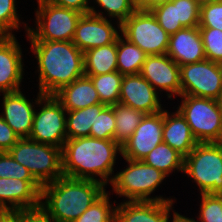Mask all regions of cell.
Returning <instances> with one entry per match:
<instances>
[{"mask_svg": "<svg viewBox=\"0 0 222 222\" xmlns=\"http://www.w3.org/2000/svg\"><path fill=\"white\" fill-rule=\"evenodd\" d=\"M121 146L114 140L80 137L67 139L62 148L63 176L96 180L109 186Z\"/></svg>", "mask_w": 222, "mask_h": 222, "instance_id": "6da1fadb", "label": "cell"}, {"mask_svg": "<svg viewBox=\"0 0 222 222\" xmlns=\"http://www.w3.org/2000/svg\"><path fill=\"white\" fill-rule=\"evenodd\" d=\"M37 60L38 90L53 95L85 75L84 53L72 41H29Z\"/></svg>", "mask_w": 222, "mask_h": 222, "instance_id": "7a4b0ae2", "label": "cell"}, {"mask_svg": "<svg viewBox=\"0 0 222 222\" xmlns=\"http://www.w3.org/2000/svg\"><path fill=\"white\" fill-rule=\"evenodd\" d=\"M96 180L62 176L42 186L40 206L56 222H73L105 192Z\"/></svg>", "mask_w": 222, "mask_h": 222, "instance_id": "3957f363", "label": "cell"}, {"mask_svg": "<svg viewBox=\"0 0 222 222\" xmlns=\"http://www.w3.org/2000/svg\"><path fill=\"white\" fill-rule=\"evenodd\" d=\"M127 163L121 171H117L109 185L112 191L118 195L116 197H125L122 201H176V198H169L153 193L159 190V186L168 177L162 171L146 164L144 161H135L123 158ZM152 194V196H151ZM175 198V199H174ZM127 199V200H126Z\"/></svg>", "mask_w": 222, "mask_h": 222, "instance_id": "277c9868", "label": "cell"}, {"mask_svg": "<svg viewBox=\"0 0 222 222\" xmlns=\"http://www.w3.org/2000/svg\"><path fill=\"white\" fill-rule=\"evenodd\" d=\"M183 173L199 188V194H222V142L198 143L184 157Z\"/></svg>", "mask_w": 222, "mask_h": 222, "instance_id": "5b68a950", "label": "cell"}, {"mask_svg": "<svg viewBox=\"0 0 222 222\" xmlns=\"http://www.w3.org/2000/svg\"><path fill=\"white\" fill-rule=\"evenodd\" d=\"M43 186L63 176L62 149L22 138L8 151Z\"/></svg>", "mask_w": 222, "mask_h": 222, "instance_id": "8992f818", "label": "cell"}, {"mask_svg": "<svg viewBox=\"0 0 222 222\" xmlns=\"http://www.w3.org/2000/svg\"><path fill=\"white\" fill-rule=\"evenodd\" d=\"M35 24L26 33L28 41H72L82 13L37 0ZM34 27V28H33Z\"/></svg>", "mask_w": 222, "mask_h": 222, "instance_id": "52a82bcc", "label": "cell"}, {"mask_svg": "<svg viewBox=\"0 0 222 222\" xmlns=\"http://www.w3.org/2000/svg\"><path fill=\"white\" fill-rule=\"evenodd\" d=\"M176 109L198 143L222 142V111L215 99L181 95Z\"/></svg>", "mask_w": 222, "mask_h": 222, "instance_id": "ba28073f", "label": "cell"}, {"mask_svg": "<svg viewBox=\"0 0 222 222\" xmlns=\"http://www.w3.org/2000/svg\"><path fill=\"white\" fill-rule=\"evenodd\" d=\"M121 35L148 56L166 54L170 35L151 11L136 9L122 24Z\"/></svg>", "mask_w": 222, "mask_h": 222, "instance_id": "9c48e42d", "label": "cell"}, {"mask_svg": "<svg viewBox=\"0 0 222 222\" xmlns=\"http://www.w3.org/2000/svg\"><path fill=\"white\" fill-rule=\"evenodd\" d=\"M66 112L54 95H43L36 106L29 139L62 149L67 140Z\"/></svg>", "mask_w": 222, "mask_h": 222, "instance_id": "30bf717a", "label": "cell"}, {"mask_svg": "<svg viewBox=\"0 0 222 222\" xmlns=\"http://www.w3.org/2000/svg\"><path fill=\"white\" fill-rule=\"evenodd\" d=\"M181 95L217 99L222 90V64L208 59L180 66Z\"/></svg>", "mask_w": 222, "mask_h": 222, "instance_id": "8fae6325", "label": "cell"}, {"mask_svg": "<svg viewBox=\"0 0 222 222\" xmlns=\"http://www.w3.org/2000/svg\"><path fill=\"white\" fill-rule=\"evenodd\" d=\"M120 35L119 22L88 13L78 20L72 42L84 53L92 48L114 43Z\"/></svg>", "mask_w": 222, "mask_h": 222, "instance_id": "7c38bea8", "label": "cell"}, {"mask_svg": "<svg viewBox=\"0 0 222 222\" xmlns=\"http://www.w3.org/2000/svg\"><path fill=\"white\" fill-rule=\"evenodd\" d=\"M163 110L145 114L131 137L121 146V157L142 161L147 154L163 142Z\"/></svg>", "mask_w": 222, "mask_h": 222, "instance_id": "4fadbf2b", "label": "cell"}, {"mask_svg": "<svg viewBox=\"0 0 222 222\" xmlns=\"http://www.w3.org/2000/svg\"><path fill=\"white\" fill-rule=\"evenodd\" d=\"M139 74L166 99L181 96L180 66L167 54L147 56Z\"/></svg>", "mask_w": 222, "mask_h": 222, "instance_id": "5bb4252c", "label": "cell"}, {"mask_svg": "<svg viewBox=\"0 0 222 222\" xmlns=\"http://www.w3.org/2000/svg\"><path fill=\"white\" fill-rule=\"evenodd\" d=\"M24 91L19 90L11 93H2V111L0 116L13 129L17 136L22 138H29L36 106L39 99L43 96L39 91L36 98L29 99Z\"/></svg>", "mask_w": 222, "mask_h": 222, "instance_id": "9a60e30c", "label": "cell"}, {"mask_svg": "<svg viewBox=\"0 0 222 222\" xmlns=\"http://www.w3.org/2000/svg\"><path fill=\"white\" fill-rule=\"evenodd\" d=\"M161 98L159 92L140 74L124 75L119 103L144 114H154L167 108L162 104Z\"/></svg>", "mask_w": 222, "mask_h": 222, "instance_id": "2e32d148", "label": "cell"}, {"mask_svg": "<svg viewBox=\"0 0 222 222\" xmlns=\"http://www.w3.org/2000/svg\"><path fill=\"white\" fill-rule=\"evenodd\" d=\"M15 36H0V94L22 90L24 60Z\"/></svg>", "mask_w": 222, "mask_h": 222, "instance_id": "e0dca14e", "label": "cell"}, {"mask_svg": "<svg viewBox=\"0 0 222 222\" xmlns=\"http://www.w3.org/2000/svg\"><path fill=\"white\" fill-rule=\"evenodd\" d=\"M175 201H122L116 206L115 222H170ZM173 212V213H172Z\"/></svg>", "mask_w": 222, "mask_h": 222, "instance_id": "ac0fdd59", "label": "cell"}, {"mask_svg": "<svg viewBox=\"0 0 222 222\" xmlns=\"http://www.w3.org/2000/svg\"><path fill=\"white\" fill-rule=\"evenodd\" d=\"M166 54L179 66L206 59L199 26L183 28L170 35Z\"/></svg>", "mask_w": 222, "mask_h": 222, "instance_id": "d6986e66", "label": "cell"}, {"mask_svg": "<svg viewBox=\"0 0 222 222\" xmlns=\"http://www.w3.org/2000/svg\"><path fill=\"white\" fill-rule=\"evenodd\" d=\"M163 142L186 157L198 144L190 126L178 110H163Z\"/></svg>", "mask_w": 222, "mask_h": 222, "instance_id": "ffe728a7", "label": "cell"}, {"mask_svg": "<svg viewBox=\"0 0 222 222\" xmlns=\"http://www.w3.org/2000/svg\"><path fill=\"white\" fill-rule=\"evenodd\" d=\"M41 194L26 180L0 178V202L8 210L40 207Z\"/></svg>", "mask_w": 222, "mask_h": 222, "instance_id": "44dd1931", "label": "cell"}, {"mask_svg": "<svg viewBox=\"0 0 222 222\" xmlns=\"http://www.w3.org/2000/svg\"><path fill=\"white\" fill-rule=\"evenodd\" d=\"M53 95L66 111L83 109L101 103L93 82L86 75L63 86Z\"/></svg>", "mask_w": 222, "mask_h": 222, "instance_id": "7402d4cb", "label": "cell"}, {"mask_svg": "<svg viewBox=\"0 0 222 222\" xmlns=\"http://www.w3.org/2000/svg\"><path fill=\"white\" fill-rule=\"evenodd\" d=\"M117 70V40L84 52L85 75H102Z\"/></svg>", "mask_w": 222, "mask_h": 222, "instance_id": "603a6c76", "label": "cell"}, {"mask_svg": "<svg viewBox=\"0 0 222 222\" xmlns=\"http://www.w3.org/2000/svg\"><path fill=\"white\" fill-rule=\"evenodd\" d=\"M147 56L122 35L117 38V70L122 75L139 74Z\"/></svg>", "mask_w": 222, "mask_h": 222, "instance_id": "cb8c5ba5", "label": "cell"}, {"mask_svg": "<svg viewBox=\"0 0 222 222\" xmlns=\"http://www.w3.org/2000/svg\"><path fill=\"white\" fill-rule=\"evenodd\" d=\"M142 161L162 171L168 177L175 171L183 173L184 157L164 142L151 150Z\"/></svg>", "mask_w": 222, "mask_h": 222, "instance_id": "d4e9b609", "label": "cell"}, {"mask_svg": "<svg viewBox=\"0 0 222 222\" xmlns=\"http://www.w3.org/2000/svg\"><path fill=\"white\" fill-rule=\"evenodd\" d=\"M112 107L115 116L114 141L122 146L134 133L145 114L121 103Z\"/></svg>", "mask_w": 222, "mask_h": 222, "instance_id": "484cf974", "label": "cell"}, {"mask_svg": "<svg viewBox=\"0 0 222 222\" xmlns=\"http://www.w3.org/2000/svg\"><path fill=\"white\" fill-rule=\"evenodd\" d=\"M98 103L83 109L66 112L67 139L89 137L92 124L96 120V111L102 106Z\"/></svg>", "mask_w": 222, "mask_h": 222, "instance_id": "4316f807", "label": "cell"}, {"mask_svg": "<svg viewBox=\"0 0 222 222\" xmlns=\"http://www.w3.org/2000/svg\"><path fill=\"white\" fill-rule=\"evenodd\" d=\"M90 5V14L106 19L108 17V19L115 20L120 24L138 8L134 0H91ZM95 5L97 6L95 7Z\"/></svg>", "mask_w": 222, "mask_h": 222, "instance_id": "83f0119b", "label": "cell"}, {"mask_svg": "<svg viewBox=\"0 0 222 222\" xmlns=\"http://www.w3.org/2000/svg\"><path fill=\"white\" fill-rule=\"evenodd\" d=\"M90 77L102 104L113 106L119 103L121 83L124 75L114 71L102 75H86Z\"/></svg>", "mask_w": 222, "mask_h": 222, "instance_id": "f1b7e54d", "label": "cell"}, {"mask_svg": "<svg viewBox=\"0 0 222 222\" xmlns=\"http://www.w3.org/2000/svg\"><path fill=\"white\" fill-rule=\"evenodd\" d=\"M110 194L106 191L73 222H115L118 201H111Z\"/></svg>", "mask_w": 222, "mask_h": 222, "instance_id": "f546056e", "label": "cell"}, {"mask_svg": "<svg viewBox=\"0 0 222 222\" xmlns=\"http://www.w3.org/2000/svg\"><path fill=\"white\" fill-rule=\"evenodd\" d=\"M16 2L17 0H0V36H15V32L21 28L25 29V34L28 32L29 25L20 19L22 15L18 13Z\"/></svg>", "mask_w": 222, "mask_h": 222, "instance_id": "4dcf8cb0", "label": "cell"}, {"mask_svg": "<svg viewBox=\"0 0 222 222\" xmlns=\"http://www.w3.org/2000/svg\"><path fill=\"white\" fill-rule=\"evenodd\" d=\"M0 178L26 180L41 194L42 185L27 168L15 161L8 151L0 152Z\"/></svg>", "mask_w": 222, "mask_h": 222, "instance_id": "1f68e13d", "label": "cell"}, {"mask_svg": "<svg viewBox=\"0 0 222 222\" xmlns=\"http://www.w3.org/2000/svg\"><path fill=\"white\" fill-rule=\"evenodd\" d=\"M115 116L114 108L103 104L96 111V120L92 124L90 137L114 140Z\"/></svg>", "mask_w": 222, "mask_h": 222, "instance_id": "d6a6232c", "label": "cell"}, {"mask_svg": "<svg viewBox=\"0 0 222 222\" xmlns=\"http://www.w3.org/2000/svg\"><path fill=\"white\" fill-rule=\"evenodd\" d=\"M200 209L197 222H222V194H199Z\"/></svg>", "mask_w": 222, "mask_h": 222, "instance_id": "836d02e7", "label": "cell"}, {"mask_svg": "<svg viewBox=\"0 0 222 222\" xmlns=\"http://www.w3.org/2000/svg\"><path fill=\"white\" fill-rule=\"evenodd\" d=\"M206 59L222 64V31L214 28H199Z\"/></svg>", "mask_w": 222, "mask_h": 222, "instance_id": "e575fe53", "label": "cell"}, {"mask_svg": "<svg viewBox=\"0 0 222 222\" xmlns=\"http://www.w3.org/2000/svg\"><path fill=\"white\" fill-rule=\"evenodd\" d=\"M176 6L177 22L183 28L197 27L200 22V5L196 0H172Z\"/></svg>", "mask_w": 222, "mask_h": 222, "instance_id": "d590c367", "label": "cell"}, {"mask_svg": "<svg viewBox=\"0 0 222 222\" xmlns=\"http://www.w3.org/2000/svg\"><path fill=\"white\" fill-rule=\"evenodd\" d=\"M159 25L169 34L173 35L183 29L180 22H177L176 6L172 2L160 5L151 10Z\"/></svg>", "mask_w": 222, "mask_h": 222, "instance_id": "8d00e7d4", "label": "cell"}, {"mask_svg": "<svg viewBox=\"0 0 222 222\" xmlns=\"http://www.w3.org/2000/svg\"><path fill=\"white\" fill-rule=\"evenodd\" d=\"M199 28H214L222 31V0L200 6Z\"/></svg>", "mask_w": 222, "mask_h": 222, "instance_id": "74e56055", "label": "cell"}, {"mask_svg": "<svg viewBox=\"0 0 222 222\" xmlns=\"http://www.w3.org/2000/svg\"><path fill=\"white\" fill-rule=\"evenodd\" d=\"M20 138L0 116V152L9 151Z\"/></svg>", "mask_w": 222, "mask_h": 222, "instance_id": "f35d334b", "label": "cell"}, {"mask_svg": "<svg viewBox=\"0 0 222 222\" xmlns=\"http://www.w3.org/2000/svg\"><path fill=\"white\" fill-rule=\"evenodd\" d=\"M54 5L63 8L76 10L82 14H88L90 10V0H48Z\"/></svg>", "mask_w": 222, "mask_h": 222, "instance_id": "ab89813d", "label": "cell"}, {"mask_svg": "<svg viewBox=\"0 0 222 222\" xmlns=\"http://www.w3.org/2000/svg\"><path fill=\"white\" fill-rule=\"evenodd\" d=\"M172 0H141L137 7L138 9L144 10V11H151L152 9L166 4L167 2H171Z\"/></svg>", "mask_w": 222, "mask_h": 222, "instance_id": "60d3db41", "label": "cell"}, {"mask_svg": "<svg viewBox=\"0 0 222 222\" xmlns=\"http://www.w3.org/2000/svg\"><path fill=\"white\" fill-rule=\"evenodd\" d=\"M0 222H21V210H7L0 216Z\"/></svg>", "mask_w": 222, "mask_h": 222, "instance_id": "b9f144b4", "label": "cell"}, {"mask_svg": "<svg viewBox=\"0 0 222 222\" xmlns=\"http://www.w3.org/2000/svg\"><path fill=\"white\" fill-rule=\"evenodd\" d=\"M194 217L192 218H189L188 216H184L182 215L181 213L179 212H175L172 217H171V220L170 222H197L195 219H193Z\"/></svg>", "mask_w": 222, "mask_h": 222, "instance_id": "7bdbcfd3", "label": "cell"}, {"mask_svg": "<svg viewBox=\"0 0 222 222\" xmlns=\"http://www.w3.org/2000/svg\"><path fill=\"white\" fill-rule=\"evenodd\" d=\"M216 101H217V104L219 105V108H220L221 111H222V90H221V92L219 93V96L217 97Z\"/></svg>", "mask_w": 222, "mask_h": 222, "instance_id": "ee69618b", "label": "cell"}, {"mask_svg": "<svg viewBox=\"0 0 222 222\" xmlns=\"http://www.w3.org/2000/svg\"><path fill=\"white\" fill-rule=\"evenodd\" d=\"M7 210V207L2 202H0V216L3 215Z\"/></svg>", "mask_w": 222, "mask_h": 222, "instance_id": "f6af8a7d", "label": "cell"}, {"mask_svg": "<svg viewBox=\"0 0 222 222\" xmlns=\"http://www.w3.org/2000/svg\"><path fill=\"white\" fill-rule=\"evenodd\" d=\"M196 1L198 2V4L200 6H202L204 4H208V3L212 2V1H216V0H196Z\"/></svg>", "mask_w": 222, "mask_h": 222, "instance_id": "bcb514c9", "label": "cell"}, {"mask_svg": "<svg viewBox=\"0 0 222 222\" xmlns=\"http://www.w3.org/2000/svg\"><path fill=\"white\" fill-rule=\"evenodd\" d=\"M137 4L141 1V0H134Z\"/></svg>", "mask_w": 222, "mask_h": 222, "instance_id": "7dc6e473", "label": "cell"}]
</instances>
